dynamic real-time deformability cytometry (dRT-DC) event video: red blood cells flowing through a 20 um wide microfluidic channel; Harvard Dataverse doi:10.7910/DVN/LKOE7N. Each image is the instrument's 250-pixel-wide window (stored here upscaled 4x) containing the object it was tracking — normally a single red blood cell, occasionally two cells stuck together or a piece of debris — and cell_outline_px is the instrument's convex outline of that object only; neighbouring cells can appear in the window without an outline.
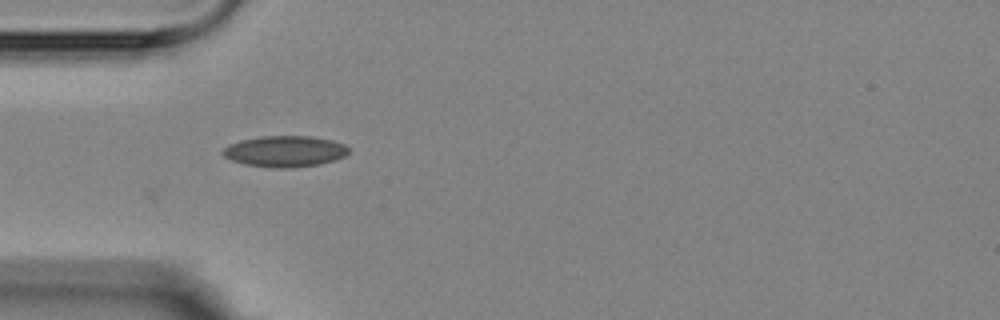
{"species": "Egyptian fruit bat (a non-hibernating species)", "species_latin": "Rousettus aegyptiacus", "temperature_condition": "room temperature", "stored_images_in_passage": 3, "camera_frame_rate_fps": 3000, "um_per_image_px": 0.085, "animal": {"sex": "female"}, "frame": {"image": 1, "passage_image": 2, "time_ms": 1.333, "image_size_px": [1000, 320], "cell_outline_px": [[348, 152], [344, 156], [336, 160], [320, 164], [288, 168], [276, 168], [244, 164], [232, 160], [224, 156], [220, 152], [228, 144], [240, 140], [260, 136], [312, 136], [332, 140], [344, 144], [348, 148]], "centroid_in_image_um": [24.2, 12.86], "position_along_channel_um": 60.8, "area_um2": 22.89}}
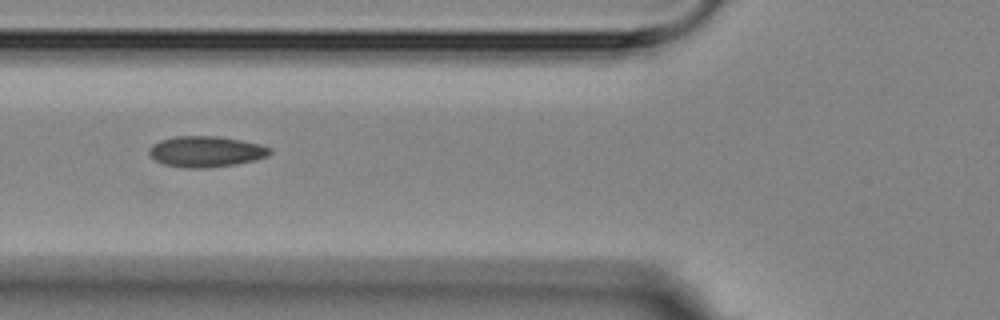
{"frame": {"image": 2, "passage_image": 3, "time_ms": 2.667, "image_size_px": [1000, 320], "cell_outline_px": [[272, 152], [268, 156], [256, 160], [236, 164], [208, 168], [184, 168], [164, 164], [148, 156], [148, 148], [152, 144], [160, 140], [176, 136], [216, 136], [240, 140], [260, 144], [272, 148]], "centroid_in_image_um": [17.5, 12.89], "position_along_channel_um": 108.3, "area_um2": 21.96}}